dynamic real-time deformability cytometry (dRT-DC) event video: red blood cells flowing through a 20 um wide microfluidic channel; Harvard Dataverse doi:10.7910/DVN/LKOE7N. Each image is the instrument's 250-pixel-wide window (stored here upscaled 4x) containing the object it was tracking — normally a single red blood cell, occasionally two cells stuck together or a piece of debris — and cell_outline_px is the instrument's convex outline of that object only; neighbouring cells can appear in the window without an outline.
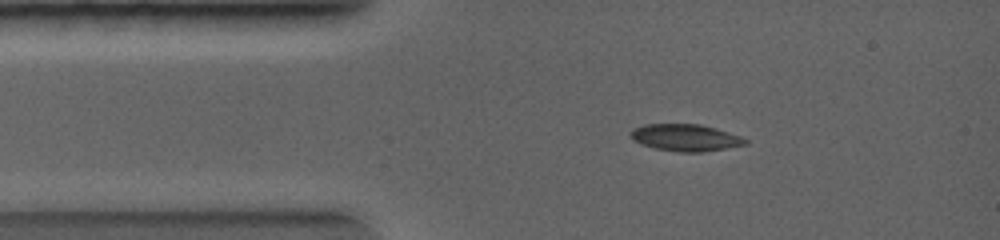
{"species": "common noctule bat (a hibernating species)", "species_latin": "Nyctalus noctula", "temperature_condition": "warm", "stored_images_in_passage": 6, "camera_frame_rate_fps": 5000, "um_per_image_px": 0.085, "animal": {"sex": "female", "body_mass_g": 19.0, "forearm_length_mm": 56.7}, "frame": {"image": 1, "passage_image": 3, "time_ms": 1.0, "image_size_px": [1000, 240], "cell_outline_px": [[748, 144], [700, 152], [676, 152], [656, 148], [640, 144], [632, 140], [628, 136], [628, 132], [632, 128], [644, 124], [700, 124], [716, 128], [740, 136], [748, 140]], "centroid_in_image_um": [58.19, 11.69], "position_along_channel_um": 26.8, "area_um2": 18.15}}